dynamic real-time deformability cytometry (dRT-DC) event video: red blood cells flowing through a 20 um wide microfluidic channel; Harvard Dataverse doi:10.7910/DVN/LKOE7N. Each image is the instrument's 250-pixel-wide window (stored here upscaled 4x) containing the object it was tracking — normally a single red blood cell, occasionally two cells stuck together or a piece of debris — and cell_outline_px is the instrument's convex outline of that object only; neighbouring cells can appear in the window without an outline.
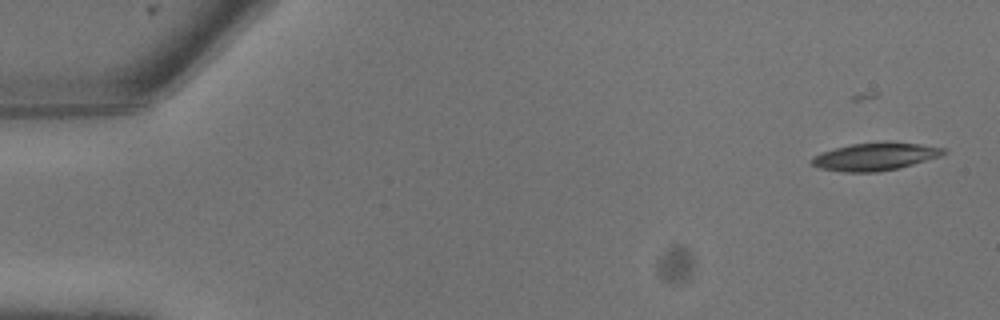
{"species": "common noctule bat (a hibernating species)", "species_latin": "Nyctalus noctula", "temperature_condition": "warm", "stored_images_in_passage": 12, "camera_frame_rate_fps": 3000, "um_per_image_px": 0.085, "animal": {"sex": "male", "body_mass_g": 13.3}, "frame": {"image": 1, "passage_image": 3, "time_ms": 0.667, "image_size_px": [1000, 320], "cell_outline_px": [[948, 152], [940, 156], [900, 168], [876, 172], [844, 172], [820, 168], [812, 164], [808, 160], [820, 152], [852, 144], [920, 144], [944, 148]], "centroid_in_image_um": [74.35, 13.35], "position_along_channel_um": 10.7, "area_um2": 20.58}}
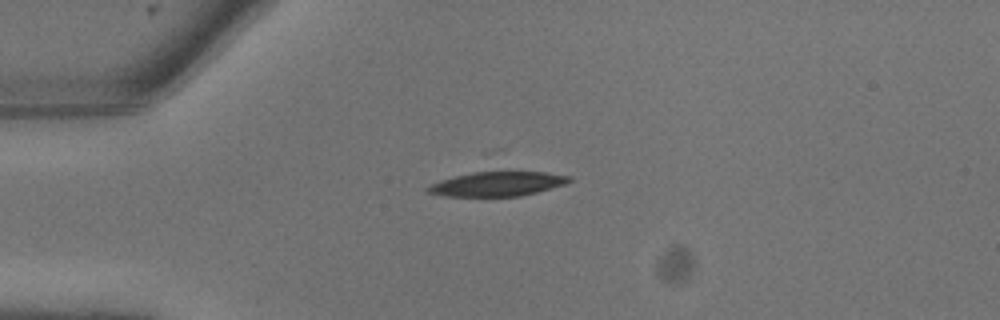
{"frame": {"image": 2, "passage_image": 8, "time_ms": 2.333, "image_size_px": [1000, 320], "cell_outline_px": [[572, 180], [564, 184], [536, 192], [520, 196], [448, 196], [428, 192], [424, 188], [440, 180], [456, 176], [476, 172], [544, 172], [572, 176]], "centroid_in_image_um": [42.29, 15.63], "position_along_channel_um": 42.7, "area_um2": 19.77}}
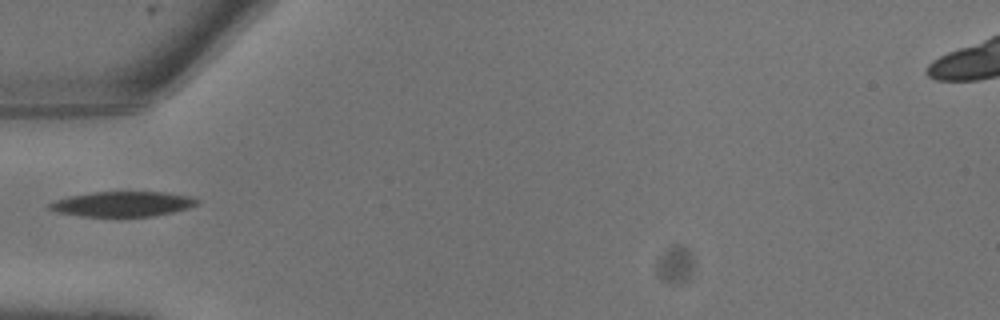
{"frame": {"image": 3, "passage_image": 10, "time_ms": 3.0, "image_size_px": [1000, 320], "cell_outline_px": [[200, 200], [196, 204], [188, 208], [172, 212], [152, 216], [80, 216], [56, 212], [48, 208], [48, 204], [56, 200], [68, 196], [92, 192], [164, 192], [192, 196]], "centroid_in_image_um": [10.41, 17.33], "position_along_channel_um": 74.6, "area_um2": 21.5}}